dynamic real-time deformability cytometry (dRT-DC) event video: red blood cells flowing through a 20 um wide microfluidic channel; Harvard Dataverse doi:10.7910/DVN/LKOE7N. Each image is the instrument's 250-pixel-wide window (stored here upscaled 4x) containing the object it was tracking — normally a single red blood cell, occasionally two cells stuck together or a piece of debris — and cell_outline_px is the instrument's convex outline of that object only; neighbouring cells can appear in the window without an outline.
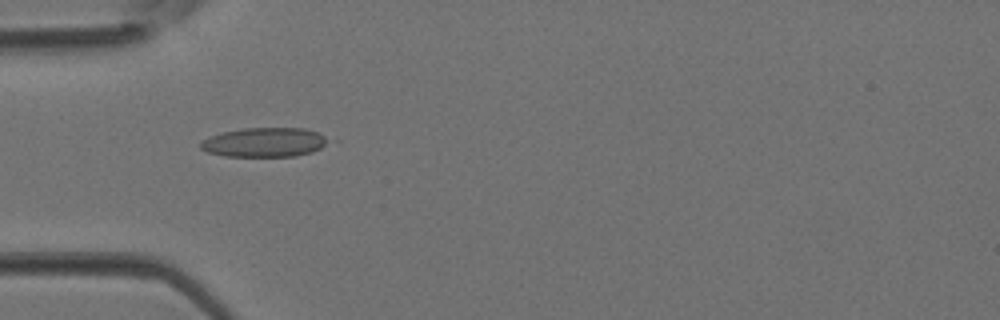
{"species": "Egyptian fruit bat (a non-hibernating species)", "species_latin": "Rousettus aegyptiacus", "temperature_condition": "room temperature", "stored_images_in_passage": 3, "camera_frame_rate_fps": 3000, "um_per_image_px": 0.085, "animal": {"sex": "female"}, "frame": {"image": 1, "passage_image": 3, "time_ms": 0.667, "image_size_px": [1000, 320], "cell_outline_px": [[340, 140], [312, 152], [296, 156], [224, 156], [208, 152], [200, 148], [200, 144], [204, 140], [212, 136], [224, 132], [244, 128], [304, 128]], "centroid_in_image_um": [22.64, 12.09], "position_along_channel_um": 62.4, "area_um2": 22.14}}